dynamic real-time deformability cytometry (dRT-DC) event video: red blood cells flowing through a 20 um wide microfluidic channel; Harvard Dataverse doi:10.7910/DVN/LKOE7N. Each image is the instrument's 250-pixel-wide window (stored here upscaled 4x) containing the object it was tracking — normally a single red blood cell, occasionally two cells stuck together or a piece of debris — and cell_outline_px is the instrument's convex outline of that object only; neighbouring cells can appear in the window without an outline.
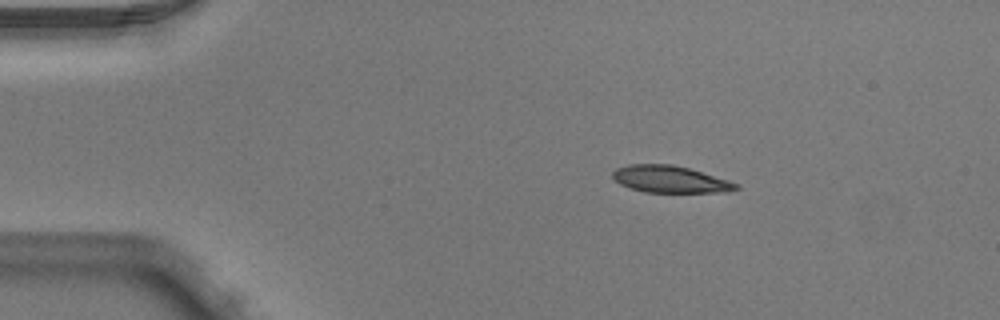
{"species": "Egyptian fruit bat (a non-hibernating species)", "species_latin": "Rousettus aegyptiacus", "temperature_condition": "warm", "stored_images_in_passage": 4, "segment_of_instrument_passage": [1, 2], "camera_frame_rate_fps": 3000, "um_per_image_px": 0.085, "animal": {"sex": "male"}, "frame": {"image": 1, "passage_image": 2, "time_ms": 0.333, "image_size_px": [1000, 320], "cell_outline_px": [[740, 188], [728, 192], [644, 192], [620, 184], [612, 180], [612, 172], [616, 168], [628, 164], [672, 164], [688, 168], [728, 180], [740, 184]], "centroid_in_image_um": [56.94, 15.23], "position_along_channel_um": 28.1, "area_um2": 19.42}}